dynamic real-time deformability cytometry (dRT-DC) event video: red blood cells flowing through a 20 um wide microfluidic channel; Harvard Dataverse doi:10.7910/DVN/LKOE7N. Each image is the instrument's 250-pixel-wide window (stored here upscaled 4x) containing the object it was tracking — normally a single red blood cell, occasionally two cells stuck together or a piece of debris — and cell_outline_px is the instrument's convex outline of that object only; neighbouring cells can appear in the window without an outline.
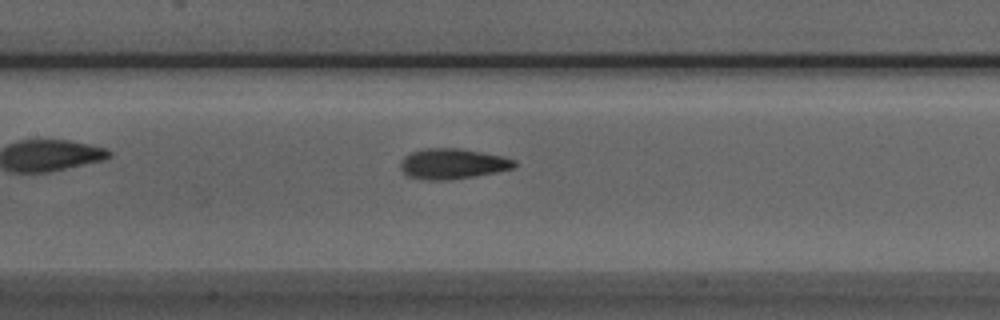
{"species": "Egyptian fruit bat (a non-hibernating species)", "species_latin": "Rousettus aegyptiacus", "temperature_condition": "room temperature", "stored_images_in_passage": 36, "camera_frame_rate_fps": 3000, "um_per_image_px": 0.085, "animal": {"sex": "male"}, "frame": {"image": 1, "passage_image": 8, "time_ms": 2.333, "image_size_px": [1000, 320], "cell_outline_px": [[516, 168], [496, 172], [448, 180], [424, 180], [408, 176], [400, 168], [400, 160], [404, 156], [412, 152], [424, 148], [460, 148], [504, 156], [516, 160]], "centroid_in_image_um": [38.47, 13.91], "position_along_channel_um": 168.9, "area_um2": 20.35}}
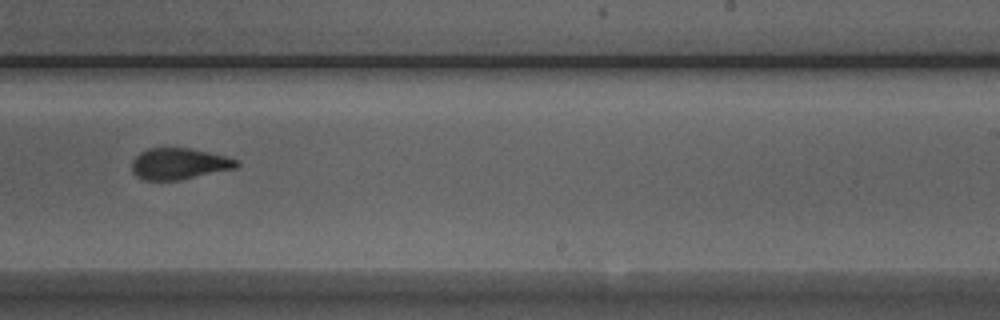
{"frame": {"image": 2, "passage_image": 16, "time_ms": 5.0, "image_size_px": [1000, 320], "cell_outline_px": [[240, 164], [236, 168], [180, 180], [144, 180], [136, 176], [132, 172], [132, 160], [140, 152], [148, 148], [188, 148], [224, 156], [240, 160]], "centroid_in_image_um": [15.21, 13.93], "position_along_channel_um": 273.8, "area_um2": 19.07}}
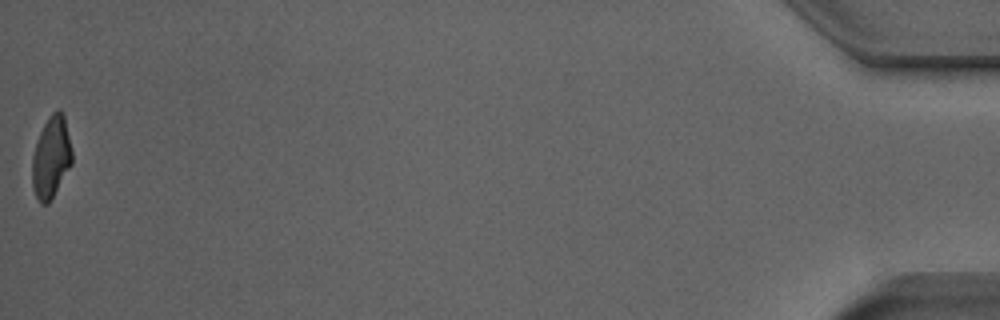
{"frame": {"image": 3, "passage_image": 36, "time_ms": 11.667, "image_size_px": [1000, 320], "cell_outline_px": [[72, 164], [48, 204], [40, 204], [32, 188], [32, 156], [40, 132], [48, 116], [52, 112], [60, 108], [64, 116], [72, 152]], "centroid_in_image_um": [4.34, 13.37], "position_along_channel_um": 430.9, "area_um2": 18.9}}